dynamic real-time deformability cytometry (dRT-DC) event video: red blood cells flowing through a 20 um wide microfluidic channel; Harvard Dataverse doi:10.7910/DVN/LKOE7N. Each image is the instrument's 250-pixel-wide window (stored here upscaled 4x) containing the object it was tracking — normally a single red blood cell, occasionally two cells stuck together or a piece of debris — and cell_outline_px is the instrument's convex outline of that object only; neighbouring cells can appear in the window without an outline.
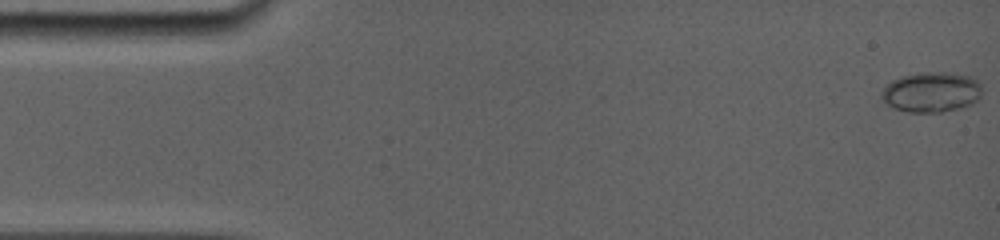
{"species": "common noctule bat (a hibernating species)", "species_latin": "Nyctalus noctula", "temperature_condition": "room temperature", "stored_images_in_passage": 50, "camera_frame_rate_fps": 5000, "um_per_image_px": 0.085, "animal": {"sex": "female", "body_mass_g": 19.0, "forearm_length_mm": 56.7}, "frame": {"image": 1, "passage_image": 1, "time_ms": 0.0, "image_size_px": [1000, 240], "cell_outline_px": [[980, 96], [972, 104], [960, 108], [940, 112], [908, 112], [892, 108], [880, 100], [880, 92], [892, 80], [904, 76], [924, 72], [944, 72], [972, 76], [980, 84]], "centroid_in_image_um": [79.13, 7.84], "position_along_channel_um": 5.9, "area_um2": 23.58}}
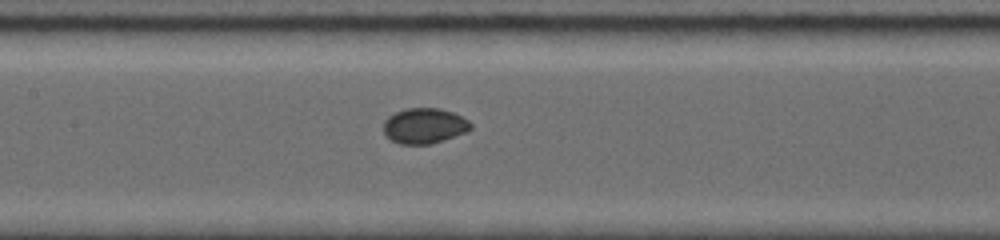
{"frame": {"image": 2, "passage_image": 29, "time_ms": 7.6, "image_size_px": [1000, 240], "cell_outline_px": [[472, 128], [468, 132], [432, 144], [400, 144], [384, 136], [384, 120], [388, 116], [396, 112], [408, 108], [440, 108], [452, 112], [468, 120], [472, 124]], "centroid_in_image_um": [36.08, 10.7], "position_along_channel_um": 171.3, "area_um2": 18.15}}
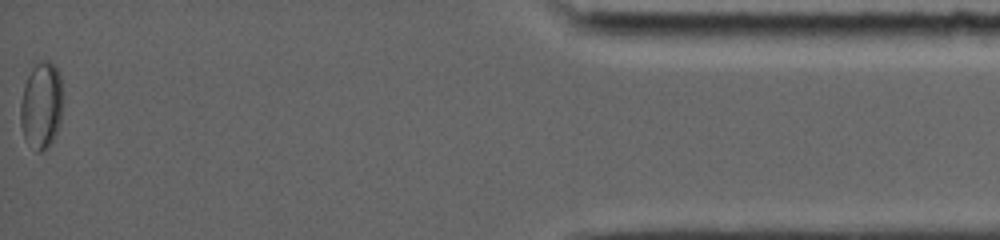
{"frame": {"image": 3, "passage_image": 50, "time_ms": 16.2, "image_size_px": [1000, 240], "cell_outline_px": [[60, 124], [48, 148], [40, 152], [36, 152], [24, 140], [20, 124], [20, 104], [24, 84], [32, 68], [40, 60], [48, 60], [56, 68], [60, 76]], "centroid_in_image_um": [3.46, 9.0], "position_along_channel_um": 431.7, "area_um2": 21.27}, "authors_computed_cell_mechanics": {"area_um2": 18.3804, "velocity_mm_per_s": 3.8576, "shape_relaxation_time_tau1_ms": null, "shape_relaxation_time_tau2_ms": 1.3211, "deformation_change_tau1": null, "deformation_change_tau2": 0.0262}}